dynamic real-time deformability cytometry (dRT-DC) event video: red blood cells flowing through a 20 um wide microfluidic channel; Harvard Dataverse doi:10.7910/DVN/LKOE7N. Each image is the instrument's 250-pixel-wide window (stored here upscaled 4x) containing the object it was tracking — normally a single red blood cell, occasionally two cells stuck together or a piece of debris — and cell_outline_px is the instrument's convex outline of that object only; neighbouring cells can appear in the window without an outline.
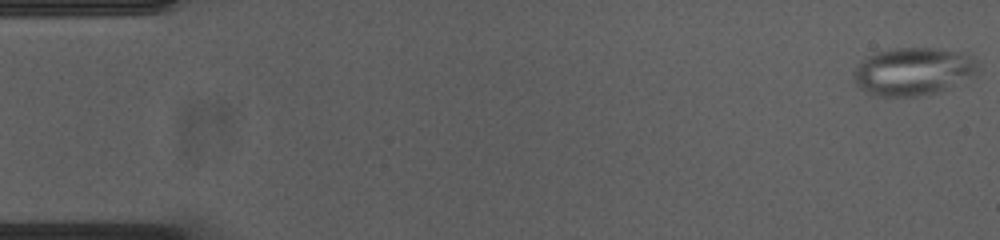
{"species": "common noctule bat (a hibernating species)", "species_latin": "Nyctalus noctula", "temperature_condition": "cold", "stored_images_in_passage": 54, "camera_frame_rate_fps": 3000, "um_per_image_px": 0.085, "animal": {"sex": "female", "body_mass_g": 23.0, "forearm_length_mm": 53.4}, "frame": {"image": 1, "passage_image": 1, "time_ms": 0.0, "image_size_px": [1000, 240], "cell_outline_px": [[980, 72], [940, 92], [928, 96], [876, 96], [860, 88], [856, 84], [852, 72], [860, 60], [872, 52], [892, 48], [932, 48], [968, 52], [976, 56], [980, 60]], "centroid_in_image_um": [77.68, 6.05], "position_along_channel_um": 7.3, "area_um2": 35.72}}
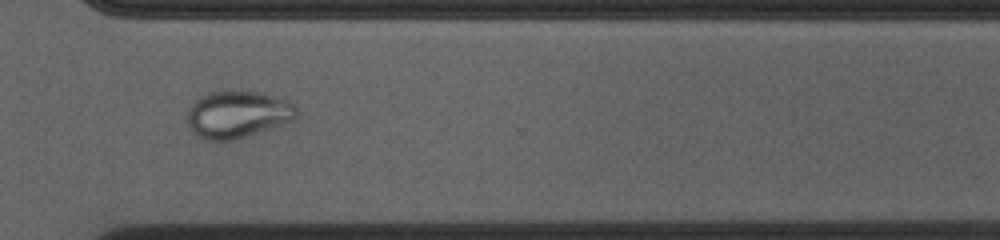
{"frame": {"image": 2, "passage_image": 40, "time_ms": 13.0, "image_size_px": [1000, 240], "cell_outline_px": [[296, 120], [276, 128], [240, 140], [208, 140], [200, 136], [188, 124], [184, 116], [188, 108], [200, 96], [208, 92], [256, 92], [272, 96], [284, 100], [292, 104], [296, 108]], "centroid_in_image_um": [20.21, 9.76], "position_along_channel_um": 350.4, "area_um2": 30.11}}
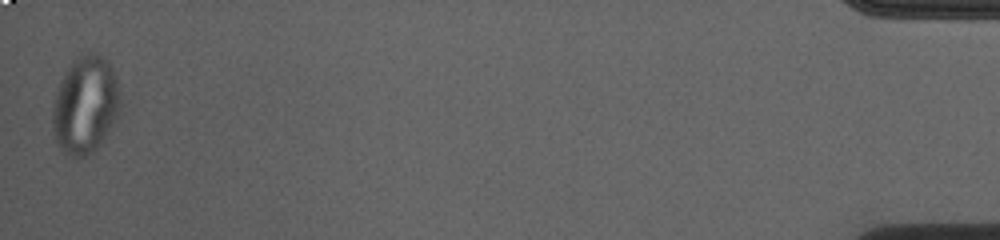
{"frame": {"image": 3, "passage_image": 54, "time_ms": 17.667, "image_size_px": [1000, 240], "cell_outline_px": [[120, 112], [100, 144], [88, 156], [72, 156], [64, 152], [56, 144], [52, 124], [52, 112], [56, 92], [64, 72], [84, 52], [100, 52], [108, 60], [112, 68], [116, 80], [120, 96]], "centroid_in_image_um": [7.26, 8.91], "position_along_channel_um": 427.9, "area_um2": 38.44}}